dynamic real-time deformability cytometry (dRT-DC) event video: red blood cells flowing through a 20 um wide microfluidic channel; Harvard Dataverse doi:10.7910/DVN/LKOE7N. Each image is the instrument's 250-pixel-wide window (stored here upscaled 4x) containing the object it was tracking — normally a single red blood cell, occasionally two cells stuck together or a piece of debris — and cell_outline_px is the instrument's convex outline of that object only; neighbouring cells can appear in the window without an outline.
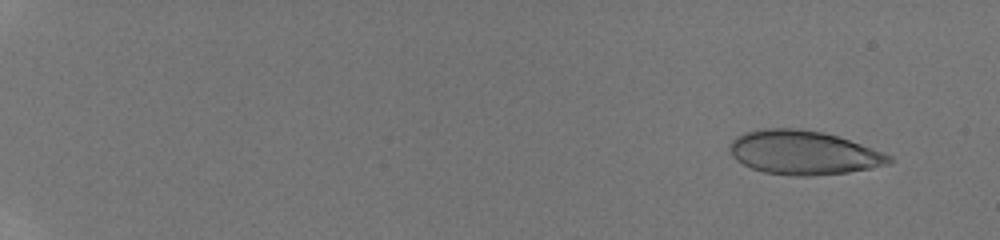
{"species": "human", "species_latin": "Homo sapiens", "temperature_condition": "room temperature", "stored_images_in_passage": 10, "camera_frame_rate_fps": 3000, "um_per_image_px": 0.085, "donor": {"sex": "male"}, "frame": {"image": 1, "passage_image": 2, "time_ms": 1.0, "image_size_px": [1000, 240], "cell_outline_px": [[896, 160], [892, 164], [872, 168], [848, 172], [808, 176], [792, 176], [764, 172], [752, 168], [736, 160], [732, 156], [728, 148], [732, 140], [736, 136], [744, 132], [764, 128], [800, 128], [824, 132], [860, 144], [892, 156]], "centroid_in_image_um": [68.29, 12.97], "position_along_channel_um": 16.7, "area_um2": 40.98}}
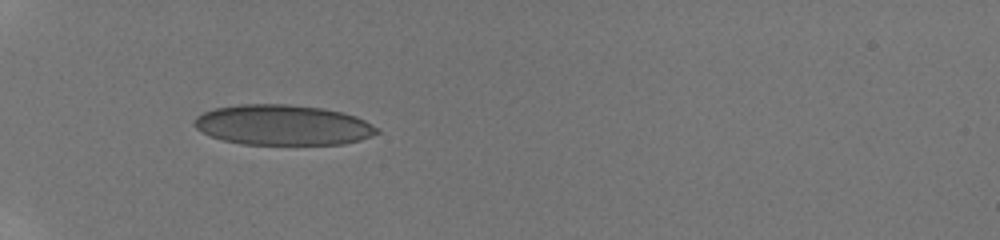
{"frame": {"image": 2, "passage_image": 7, "time_ms": 6.333, "image_size_px": [1000, 240], "cell_outline_px": [[380, 132], [372, 136], [360, 140], [344, 144], [244, 144], [224, 140], [212, 136], [196, 128], [192, 124], [196, 116], [204, 112], [216, 108], [240, 104], [288, 104], [324, 108], [344, 112], [356, 116], [380, 128]], "centroid_in_image_um": [24.09, 10.62], "position_along_channel_um": 60.9, "area_um2": 43.0}}
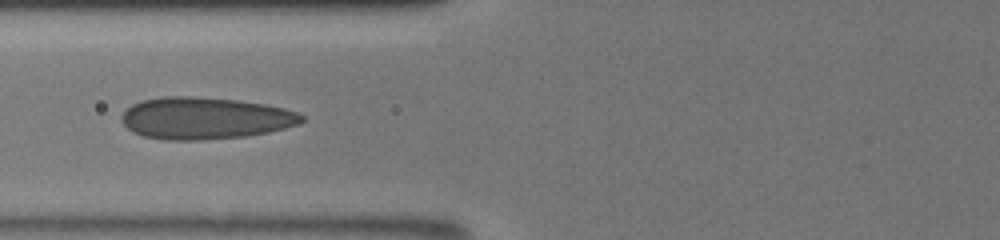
{"frame": {"image": 3, "passage_image": 9, "time_ms": 8.0, "image_size_px": [1000, 240], "cell_outline_px": [[304, 120], [300, 124], [268, 132], [244, 136], [204, 140], [164, 140], [144, 136], [132, 132], [120, 120], [120, 116], [132, 104], [140, 100], [160, 96], [196, 96], [240, 100], [264, 104], [284, 108], [296, 112], [304, 116]], "centroid_in_image_um": [17.4, 10.04], "position_along_channel_um": 108.4, "area_um2": 44.33}}